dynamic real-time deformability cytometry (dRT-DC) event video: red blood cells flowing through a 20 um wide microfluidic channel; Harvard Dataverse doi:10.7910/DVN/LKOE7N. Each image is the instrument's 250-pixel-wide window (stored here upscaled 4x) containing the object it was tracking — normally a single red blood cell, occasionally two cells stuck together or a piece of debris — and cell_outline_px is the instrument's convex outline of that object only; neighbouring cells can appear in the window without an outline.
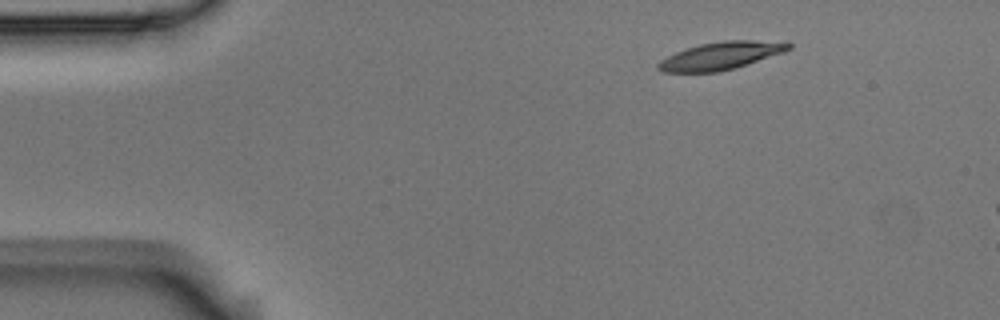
{"species": "Egyptian fruit bat (a non-hibernating species)", "species_latin": "Rousettus aegyptiacus", "temperature_condition": "room temperature", "stored_images_in_passage": 3, "camera_frame_rate_fps": 3000, "um_per_image_px": 0.085, "animal": {"sex": "male"}, "frame": {"image": 1, "passage_image": 1, "time_ms": 0.0, "image_size_px": [1000, 320], "cell_outline_px": [[792, 48], [784, 52], [720, 72], [664, 72], [656, 68], [656, 64], [660, 60], [676, 52], [700, 44], [724, 40], [788, 40], [792, 44]], "centroid_in_image_um": [61.33, 4.71], "position_along_channel_um": 23.7, "area_um2": 21.15}}